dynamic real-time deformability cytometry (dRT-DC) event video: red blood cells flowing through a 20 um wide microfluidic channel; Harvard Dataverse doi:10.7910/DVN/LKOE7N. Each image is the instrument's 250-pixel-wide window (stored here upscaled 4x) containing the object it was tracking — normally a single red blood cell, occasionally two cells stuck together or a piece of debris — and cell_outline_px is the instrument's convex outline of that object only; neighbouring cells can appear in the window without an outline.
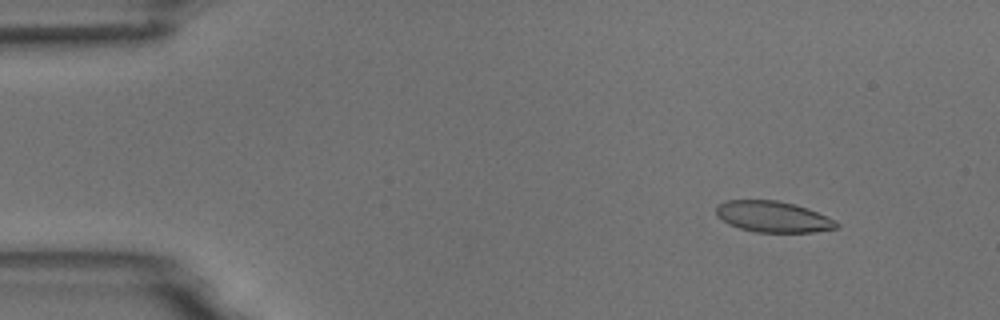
{"species": "common noctule bat (a hibernating species)", "species_latin": "Nyctalus noctula", "temperature_condition": "room temperature", "stored_images_in_passage": 5, "camera_frame_rate_fps": 3000, "um_per_image_px": 0.085, "animal": {"sex": "male", "body_mass_g": 18.8}, "frame": {"image": 1, "passage_image": 2, "time_ms": 1.333, "image_size_px": [1000, 320], "cell_outline_px": [[840, 224], [836, 228], [812, 232], [756, 232], [740, 228], [728, 224], [716, 216], [716, 204], [724, 200], [776, 200], [808, 208], [836, 220]], "centroid_in_image_um": [65.67, 18.41], "position_along_channel_um": 19.3, "area_um2": 21.85}}
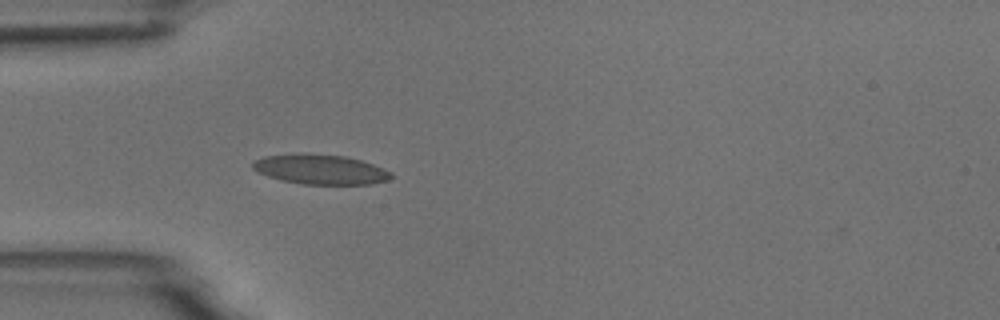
{"frame": {"image": 2, "passage_image": 5, "time_ms": 4.667, "image_size_px": [1000, 320], "cell_outline_px": [[396, 176], [388, 180], [372, 184], [300, 184], [280, 180], [268, 176], [252, 168], [252, 164], [256, 160], [264, 156], [344, 156], [360, 160], [384, 168], [392, 172]], "centroid_in_image_um": [27.34, 14.45], "position_along_channel_um": 57.7, "area_um2": 23.12}}